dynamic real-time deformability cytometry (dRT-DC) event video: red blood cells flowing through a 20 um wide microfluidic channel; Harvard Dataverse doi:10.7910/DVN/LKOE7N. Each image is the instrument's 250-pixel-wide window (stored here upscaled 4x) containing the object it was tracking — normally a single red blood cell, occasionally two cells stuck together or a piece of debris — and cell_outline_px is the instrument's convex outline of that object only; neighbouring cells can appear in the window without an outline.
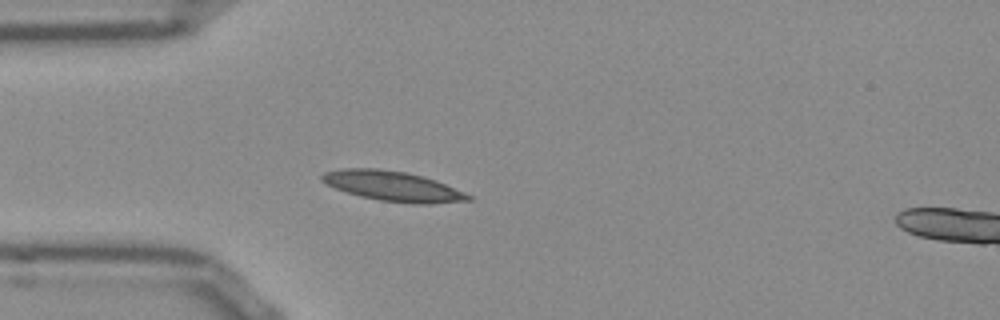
{"species": "Egyptian fruit bat (a non-hibernating species)", "species_latin": "Rousettus aegyptiacus", "temperature_condition": "room temperature", "stored_images_in_passage": 41, "segment_of_instrument_passage": [1, 2], "camera_frame_rate_fps": 3000, "um_per_image_px": 0.085, "frame": {"image": 1, "passage_image": 1, "time_ms": 0.0, "image_size_px": [1000, 320], "cell_outline_px": [[472, 200], [432, 204], [412, 204], [380, 200], [360, 196], [336, 188], [320, 180], [320, 176], [324, 172], [340, 168], [376, 168], [404, 172], [424, 176], [436, 180], [472, 196]], "centroid_in_image_um": [33.39, 15.82], "position_along_channel_um": 51.6, "area_um2": 25.49}}
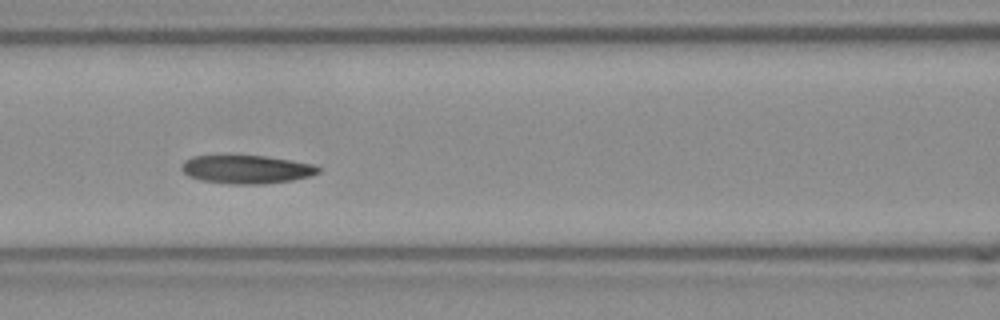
{"frame": {"image": 2, "passage_image": 9, "time_ms": 2.667, "image_size_px": [1000, 320], "cell_outline_px": [[320, 172], [312, 176], [292, 180], [264, 184], [228, 184], [200, 180], [188, 176], [180, 168], [184, 160], [192, 156], [264, 156], [312, 164], [320, 168]], "centroid_in_image_um": [20.93, 14.41], "position_along_channel_um": 145.7, "area_um2": 22.54}}
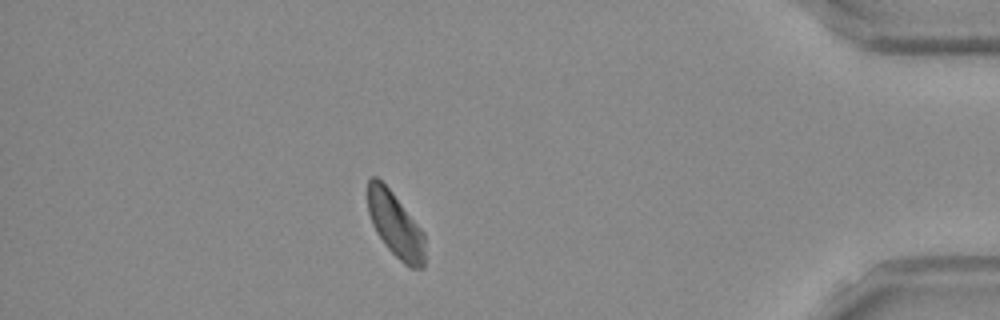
{"frame": {"image": 3, "passage_image": 33, "time_ms": 10.667, "image_size_px": [1000, 320], "cell_outline_px": [[424, 268], [412, 268], [404, 264], [384, 244], [376, 232], [372, 224], [368, 212], [368, 180], [372, 176], [376, 176], [392, 192], [424, 232]], "centroid_in_image_um": [33.6, 19.12], "position_along_channel_um": 401.6, "area_um2": 21.44}}